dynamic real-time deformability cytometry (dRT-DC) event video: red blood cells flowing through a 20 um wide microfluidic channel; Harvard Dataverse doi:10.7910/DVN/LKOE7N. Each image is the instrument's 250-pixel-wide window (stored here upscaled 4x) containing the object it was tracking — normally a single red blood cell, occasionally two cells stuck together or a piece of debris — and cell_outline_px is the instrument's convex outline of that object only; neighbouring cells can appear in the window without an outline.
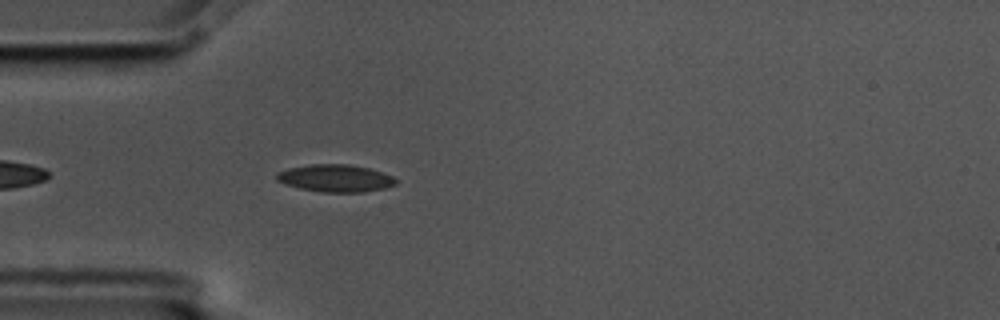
{"species": "common noctule bat (a hibernating species)", "species_latin": "Nyctalus noctula", "temperature_condition": "cold", "stored_images_in_passage": 45, "camera_frame_rate_fps": 3000, "um_per_image_px": 0.085, "animal": {"sex": "male", "body_mass_g": 17.5, "forearm_length_mm": 52.3}, "frame": {"image": 1, "passage_image": 5, "time_ms": 1.333, "image_size_px": [1000, 320], "cell_outline_px": [[396, 184], [384, 188], [364, 192], [320, 192], [300, 188], [284, 184], [276, 180], [276, 172], [288, 168], [308, 164], [348, 164], [368, 168], [392, 176], [396, 180]], "centroid_in_image_um": [28.46, 15.15], "position_along_channel_um": 56.5, "area_um2": 19.02}}
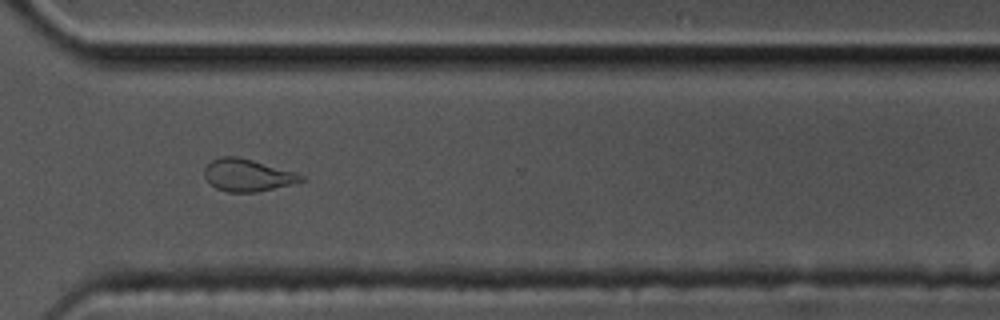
{"frame": {"image": 2, "passage_image": 30, "time_ms": 9.667, "image_size_px": [1000, 320], "cell_outline_px": [[304, 180], [292, 184], [256, 192], [228, 192], [216, 188], [204, 176], [204, 168], [212, 160], [220, 156], [236, 156], [252, 160], [296, 172], [304, 176]], "centroid_in_image_um": [21.03, 14.88], "position_along_channel_um": 349.6, "area_um2": 18.03}}
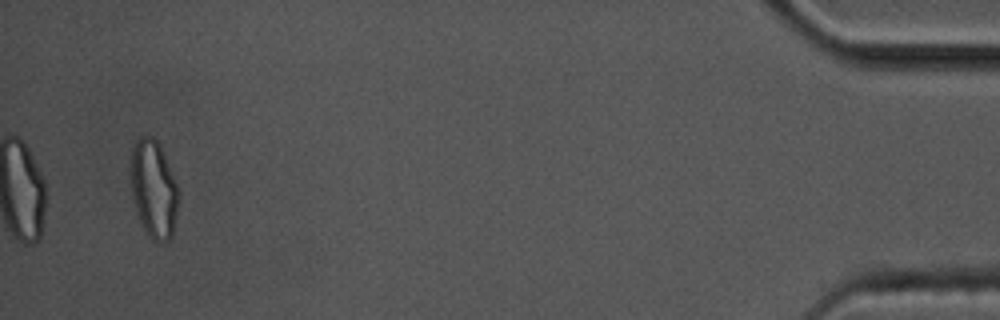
{"frame": {"image": 3, "passage_image": 43, "time_ms": 14.0, "image_size_px": [1000, 320], "cell_outline_px": [[180, 192], [176, 216], [172, 236], [168, 240], [156, 244], [148, 236], [136, 212], [132, 196], [132, 148], [136, 140], [140, 136], [152, 136], [160, 144]], "centroid_in_image_um": [13.08, 16.1], "position_along_channel_um": 422.1, "area_um2": 27.17}, "authors_computed_cell_mechanics": {"area_um2": 18.3804, "velocity_mm_per_s": 3.5672, "shape_relaxation_time_tau1_ms": null, "shape_relaxation_time_tau2_ms": 2.2343, "deformation_change_tau1": null, "deformation_change_tau2": 0.0768}}